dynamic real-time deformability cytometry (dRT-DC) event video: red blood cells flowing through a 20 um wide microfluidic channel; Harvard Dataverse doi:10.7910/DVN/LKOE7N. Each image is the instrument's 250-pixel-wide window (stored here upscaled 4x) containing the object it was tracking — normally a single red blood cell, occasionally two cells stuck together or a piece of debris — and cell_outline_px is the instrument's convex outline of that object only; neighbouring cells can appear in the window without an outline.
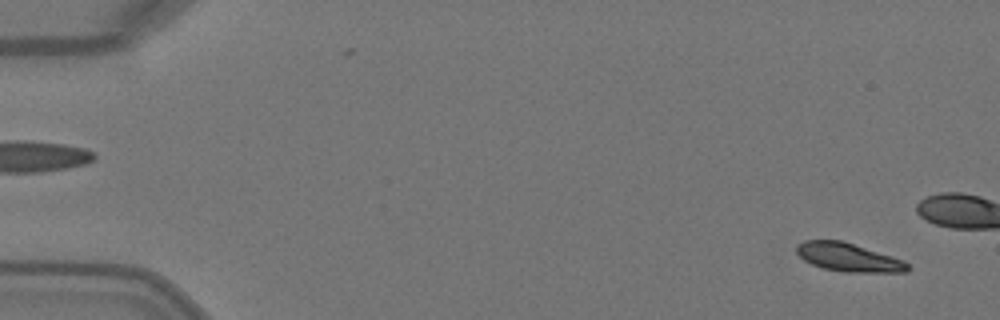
{"species": "Egyptian fruit bat (a non-hibernating species)", "species_latin": "Rousettus aegyptiacus", "temperature_condition": "warm", "stored_images_in_passage": 6, "segment_of_instrument_passage": [2, 2], "camera_frame_rate_fps": 3000, "um_per_image_px": 0.085, "animal": {"sex": "female"}, "frame": {"image": 1, "passage_image": 6, "time_ms": 1.667, "image_size_px": [1000, 320], "cell_outline_px": [[908, 272], [844, 272], [820, 268], [804, 260], [796, 252], [796, 244], [804, 240], [840, 240], [892, 256], [904, 260], [908, 264]], "centroid_in_image_um": [72.08, 21.87], "position_along_channel_um": 12.9, "area_um2": 18.38}}